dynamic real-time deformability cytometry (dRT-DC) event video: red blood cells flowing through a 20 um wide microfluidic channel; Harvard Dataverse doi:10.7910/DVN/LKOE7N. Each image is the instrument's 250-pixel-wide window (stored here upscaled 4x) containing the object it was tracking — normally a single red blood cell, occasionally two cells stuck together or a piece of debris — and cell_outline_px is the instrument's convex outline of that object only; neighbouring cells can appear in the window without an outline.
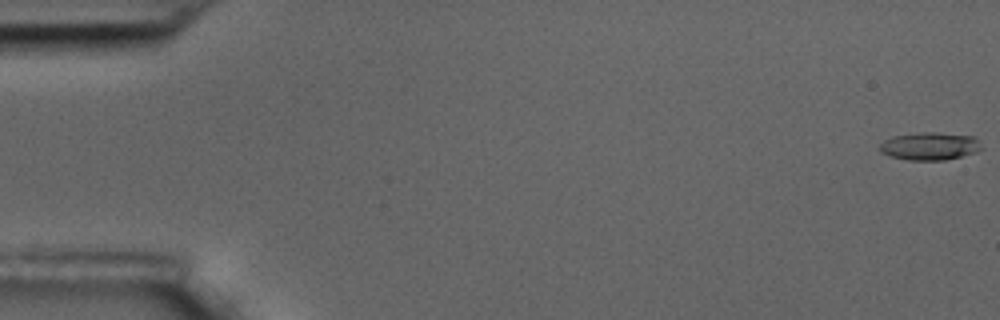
{"species": "common noctule bat (a hibernating species)", "species_latin": "Nyctalus noctula", "temperature_condition": "room temperature", "stored_images_in_passage": 60, "camera_frame_rate_fps": 3000, "um_per_image_px": 0.085, "animal": {"sex": "male", "body_mass_g": 17.5, "forearm_length_mm": 52.3}, "frame": {"image": 1, "passage_image": 1, "time_ms": 0.0, "image_size_px": [1000, 320], "cell_outline_px": [[980, 148], [976, 152], [944, 160], [908, 160], [888, 156], [880, 152], [880, 144], [884, 140], [892, 136], [924, 132], [940, 132], [972, 136], [976, 140]], "centroid_in_image_um": [78.96, 12.42], "position_along_channel_um": 6.0, "area_um2": 16.3}}
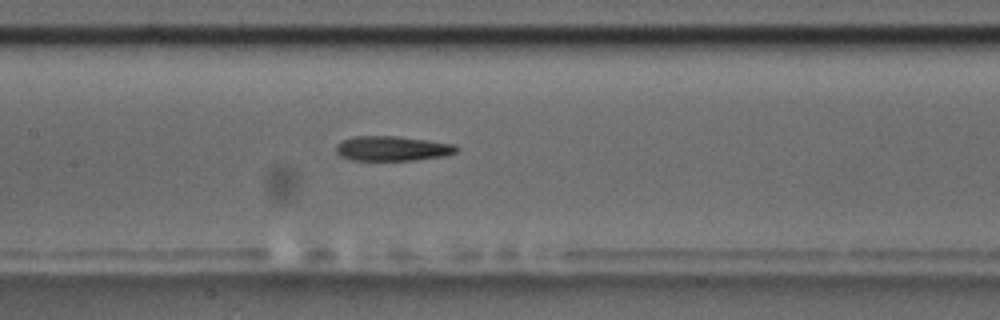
{"frame": {"image": 2, "passage_image": 29, "time_ms": 9.333, "image_size_px": [1000, 320], "cell_outline_px": [[460, 148], [456, 152], [444, 156], [412, 160], [352, 160], [340, 156], [336, 152], [336, 144], [352, 136], [396, 136], [428, 140], [452, 144]], "centroid_in_image_um": [33.33, 12.62], "position_along_channel_um": 174.1, "area_um2": 17.34}}
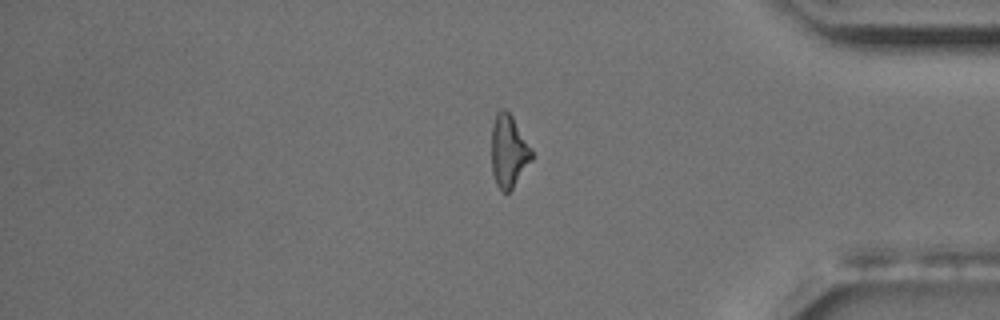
{"frame": {"image": 3, "passage_image": 50, "time_ms": 16.333, "image_size_px": [1000, 320], "cell_outline_px": [[536, 156], [512, 188], [508, 192], [504, 192], [496, 184], [492, 172], [492, 124], [496, 112], [500, 108], [504, 108], [512, 116], [532, 148]], "centroid_in_image_um": [43.26, 12.83], "position_along_channel_um": 391.9, "area_um2": 17.22}, "authors_computed_cell_mechanics": {"area_um2": 17.1088, "velocity_mm_per_s": 3.4442, "shape_relaxation_time_tau1_ms": null, "shape_relaxation_time_tau2_ms": 7.431, "deformation_change_tau1": null, "deformation_change_tau2": 0.2062}}